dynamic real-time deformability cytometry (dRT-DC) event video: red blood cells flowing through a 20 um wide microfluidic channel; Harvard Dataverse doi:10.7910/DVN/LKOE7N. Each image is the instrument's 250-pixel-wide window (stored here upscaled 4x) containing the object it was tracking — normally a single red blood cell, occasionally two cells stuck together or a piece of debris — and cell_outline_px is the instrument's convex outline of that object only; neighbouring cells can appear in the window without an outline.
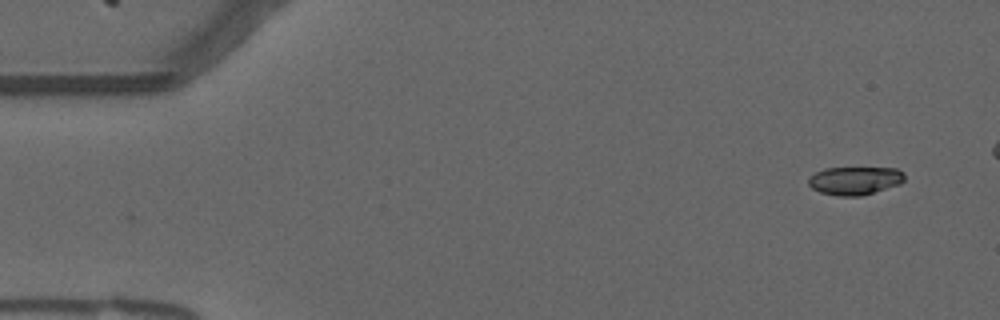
{"species": "common noctule bat (a hibernating species)", "species_latin": "Nyctalus noctula", "temperature_condition": "warm", "stored_images_in_passage": 10, "camera_frame_rate_fps": 3000, "um_per_image_px": 0.085, "animal": {"sex": "male", "forearm_length_mm": 52.5}, "frame": {"image": 1, "passage_image": 1, "time_ms": 0.0, "image_size_px": [1000, 320], "cell_outline_px": [[904, 180], [900, 184], [860, 196], [836, 196], [820, 192], [812, 188], [808, 184], [808, 180], [816, 172], [824, 168], [896, 168], [904, 172]], "centroid_in_image_um": [72.66, 15.35], "position_along_channel_um": 12.3, "area_um2": 15.72}}